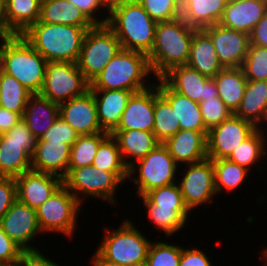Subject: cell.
<instances>
[{"label":"cell","instance_id":"94428289","mask_svg":"<svg viewBox=\"0 0 267 266\" xmlns=\"http://www.w3.org/2000/svg\"><path fill=\"white\" fill-rule=\"evenodd\" d=\"M261 257H263V259L265 260L264 265L267 266V247H266V249H263Z\"/></svg>","mask_w":267,"mask_h":266},{"label":"cell","instance_id":"91938a15","mask_svg":"<svg viewBox=\"0 0 267 266\" xmlns=\"http://www.w3.org/2000/svg\"><path fill=\"white\" fill-rule=\"evenodd\" d=\"M5 73L4 69V60L0 55V79L2 78L3 74Z\"/></svg>","mask_w":267,"mask_h":266},{"label":"cell","instance_id":"8992f818","mask_svg":"<svg viewBox=\"0 0 267 266\" xmlns=\"http://www.w3.org/2000/svg\"><path fill=\"white\" fill-rule=\"evenodd\" d=\"M96 253L105 261L125 266H143L151 245L134 223L126 219L115 230L106 228Z\"/></svg>","mask_w":267,"mask_h":266},{"label":"cell","instance_id":"9c48e42d","mask_svg":"<svg viewBox=\"0 0 267 266\" xmlns=\"http://www.w3.org/2000/svg\"><path fill=\"white\" fill-rule=\"evenodd\" d=\"M82 204L62 184L43 204L36 209L40 230L46 233H62L71 238Z\"/></svg>","mask_w":267,"mask_h":266},{"label":"cell","instance_id":"cb8c5ba5","mask_svg":"<svg viewBox=\"0 0 267 266\" xmlns=\"http://www.w3.org/2000/svg\"><path fill=\"white\" fill-rule=\"evenodd\" d=\"M157 80L159 93L172 106L179 121L180 130L200 131L207 136L208 130L205 128L199 103L173 91L161 78Z\"/></svg>","mask_w":267,"mask_h":266},{"label":"cell","instance_id":"3957f363","mask_svg":"<svg viewBox=\"0 0 267 266\" xmlns=\"http://www.w3.org/2000/svg\"><path fill=\"white\" fill-rule=\"evenodd\" d=\"M0 55L6 74L33 94L41 92L48 61L22 35L0 37Z\"/></svg>","mask_w":267,"mask_h":266},{"label":"cell","instance_id":"9a60e30c","mask_svg":"<svg viewBox=\"0 0 267 266\" xmlns=\"http://www.w3.org/2000/svg\"><path fill=\"white\" fill-rule=\"evenodd\" d=\"M0 225L8 237L23 251L38 250L28 244L30 241L33 242L38 233L42 234L35 209L17 199L0 219Z\"/></svg>","mask_w":267,"mask_h":266},{"label":"cell","instance_id":"4dcf8cb0","mask_svg":"<svg viewBox=\"0 0 267 266\" xmlns=\"http://www.w3.org/2000/svg\"><path fill=\"white\" fill-rule=\"evenodd\" d=\"M39 0H5L7 37L22 35L40 17Z\"/></svg>","mask_w":267,"mask_h":266},{"label":"cell","instance_id":"b9f144b4","mask_svg":"<svg viewBox=\"0 0 267 266\" xmlns=\"http://www.w3.org/2000/svg\"><path fill=\"white\" fill-rule=\"evenodd\" d=\"M241 68L247 80L267 81V48L249 44Z\"/></svg>","mask_w":267,"mask_h":266},{"label":"cell","instance_id":"816d5d0a","mask_svg":"<svg viewBox=\"0 0 267 266\" xmlns=\"http://www.w3.org/2000/svg\"><path fill=\"white\" fill-rule=\"evenodd\" d=\"M179 266H213L204 251L196 248H183Z\"/></svg>","mask_w":267,"mask_h":266},{"label":"cell","instance_id":"ba28073f","mask_svg":"<svg viewBox=\"0 0 267 266\" xmlns=\"http://www.w3.org/2000/svg\"><path fill=\"white\" fill-rule=\"evenodd\" d=\"M120 49L115 33L107 25H96L85 34L77 66L91 84Z\"/></svg>","mask_w":267,"mask_h":266},{"label":"cell","instance_id":"d590c367","mask_svg":"<svg viewBox=\"0 0 267 266\" xmlns=\"http://www.w3.org/2000/svg\"><path fill=\"white\" fill-rule=\"evenodd\" d=\"M154 117L153 133L160 143H164L180 131L177 116L170 103L159 93L156 83Z\"/></svg>","mask_w":267,"mask_h":266},{"label":"cell","instance_id":"f5cc1de1","mask_svg":"<svg viewBox=\"0 0 267 266\" xmlns=\"http://www.w3.org/2000/svg\"><path fill=\"white\" fill-rule=\"evenodd\" d=\"M16 266H60L44 256L39 250L23 251Z\"/></svg>","mask_w":267,"mask_h":266},{"label":"cell","instance_id":"60d3db41","mask_svg":"<svg viewBox=\"0 0 267 266\" xmlns=\"http://www.w3.org/2000/svg\"><path fill=\"white\" fill-rule=\"evenodd\" d=\"M144 205H157L165 209H189L183 200L178 183L155 188L140 197Z\"/></svg>","mask_w":267,"mask_h":266},{"label":"cell","instance_id":"e0dca14e","mask_svg":"<svg viewBox=\"0 0 267 266\" xmlns=\"http://www.w3.org/2000/svg\"><path fill=\"white\" fill-rule=\"evenodd\" d=\"M59 117L66 121L78 135H92L104 131L97 118L93 93L74 97L59 104Z\"/></svg>","mask_w":267,"mask_h":266},{"label":"cell","instance_id":"7a4b0ae2","mask_svg":"<svg viewBox=\"0 0 267 266\" xmlns=\"http://www.w3.org/2000/svg\"><path fill=\"white\" fill-rule=\"evenodd\" d=\"M90 29L38 20L22 36L48 62L77 63L85 34Z\"/></svg>","mask_w":267,"mask_h":266},{"label":"cell","instance_id":"74e56055","mask_svg":"<svg viewBox=\"0 0 267 266\" xmlns=\"http://www.w3.org/2000/svg\"><path fill=\"white\" fill-rule=\"evenodd\" d=\"M212 162L217 195L224 190L233 191L246 181L250 173V170L228 159L212 160Z\"/></svg>","mask_w":267,"mask_h":266},{"label":"cell","instance_id":"7bdbcfd3","mask_svg":"<svg viewBox=\"0 0 267 266\" xmlns=\"http://www.w3.org/2000/svg\"><path fill=\"white\" fill-rule=\"evenodd\" d=\"M182 247L166 242L151 243L145 266H179Z\"/></svg>","mask_w":267,"mask_h":266},{"label":"cell","instance_id":"6f0895ef","mask_svg":"<svg viewBox=\"0 0 267 266\" xmlns=\"http://www.w3.org/2000/svg\"><path fill=\"white\" fill-rule=\"evenodd\" d=\"M0 37H7V21L5 14V0H0Z\"/></svg>","mask_w":267,"mask_h":266},{"label":"cell","instance_id":"680465c9","mask_svg":"<svg viewBox=\"0 0 267 266\" xmlns=\"http://www.w3.org/2000/svg\"><path fill=\"white\" fill-rule=\"evenodd\" d=\"M91 263H92V266H125V265L115 264L109 261H105L96 252L92 255Z\"/></svg>","mask_w":267,"mask_h":266},{"label":"cell","instance_id":"bcb514c9","mask_svg":"<svg viewBox=\"0 0 267 266\" xmlns=\"http://www.w3.org/2000/svg\"><path fill=\"white\" fill-rule=\"evenodd\" d=\"M78 134L62 118L58 117L49 130L40 138L39 141L63 142L70 146L77 140Z\"/></svg>","mask_w":267,"mask_h":266},{"label":"cell","instance_id":"d6986e66","mask_svg":"<svg viewBox=\"0 0 267 266\" xmlns=\"http://www.w3.org/2000/svg\"><path fill=\"white\" fill-rule=\"evenodd\" d=\"M17 199L37 209L63 184V179L50 173L30 170L15 178Z\"/></svg>","mask_w":267,"mask_h":266},{"label":"cell","instance_id":"9f6ffc18","mask_svg":"<svg viewBox=\"0 0 267 266\" xmlns=\"http://www.w3.org/2000/svg\"><path fill=\"white\" fill-rule=\"evenodd\" d=\"M108 14L117 7L138 3L140 0H103Z\"/></svg>","mask_w":267,"mask_h":266},{"label":"cell","instance_id":"e575fe53","mask_svg":"<svg viewBox=\"0 0 267 266\" xmlns=\"http://www.w3.org/2000/svg\"><path fill=\"white\" fill-rule=\"evenodd\" d=\"M92 165L113 172L122 182L128 179V167L122 159L116 139L111 134L100 143Z\"/></svg>","mask_w":267,"mask_h":266},{"label":"cell","instance_id":"836d02e7","mask_svg":"<svg viewBox=\"0 0 267 266\" xmlns=\"http://www.w3.org/2000/svg\"><path fill=\"white\" fill-rule=\"evenodd\" d=\"M257 128L247 139H245L240 145L235 148L228 160L237 163L239 166L251 170L255 163L259 162L264 157L267 160V150L265 144L267 145L265 128ZM263 129V130H262ZM263 156V157H262Z\"/></svg>","mask_w":267,"mask_h":266},{"label":"cell","instance_id":"ee69618b","mask_svg":"<svg viewBox=\"0 0 267 266\" xmlns=\"http://www.w3.org/2000/svg\"><path fill=\"white\" fill-rule=\"evenodd\" d=\"M139 3L156 22L181 17V0H140Z\"/></svg>","mask_w":267,"mask_h":266},{"label":"cell","instance_id":"603a6c76","mask_svg":"<svg viewBox=\"0 0 267 266\" xmlns=\"http://www.w3.org/2000/svg\"><path fill=\"white\" fill-rule=\"evenodd\" d=\"M97 108V118L101 128L111 133L120 123L121 116L133 91L128 90H90Z\"/></svg>","mask_w":267,"mask_h":266},{"label":"cell","instance_id":"d4e9b609","mask_svg":"<svg viewBox=\"0 0 267 266\" xmlns=\"http://www.w3.org/2000/svg\"><path fill=\"white\" fill-rule=\"evenodd\" d=\"M186 65L209 78H214L224 68L210 36L203 29L196 30L193 34Z\"/></svg>","mask_w":267,"mask_h":266},{"label":"cell","instance_id":"f907efd6","mask_svg":"<svg viewBox=\"0 0 267 266\" xmlns=\"http://www.w3.org/2000/svg\"><path fill=\"white\" fill-rule=\"evenodd\" d=\"M17 200L15 178L0 177V219Z\"/></svg>","mask_w":267,"mask_h":266},{"label":"cell","instance_id":"7dc6e473","mask_svg":"<svg viewBox=\"0 0 267 266\" xmlns=\"http://www.w3.org/2000/svg\"><path fill=\"white\" fill-rule=\"evenodd\" d=\"M23 250L3 231L0 225V266H16Z\"/></svg>","mask_w":267,"mask_h":266},{"label":"cell","instance_id":"277c9868","mask_svg":"<svg viewBox=\"0 0 267 266\" xmlns=\"http://www.w3.org/2000/svg\"><path fill=\"white\" fill-rule=\"evenodd\" d=\"M150 74L152 70L146 54L122 48L93 80L89 90L138 92L153 85L145 83Z\"/></svg>","mask_w":267,"mask_h":266},{"label":"cell","instance_id":"ffe728a7","mask_svg":"<svg viewBox=\"0 0 267 266\" xmlns=\"http://www.w3.org/2000/svg\"><path fill=\"white\" fill-rule=\"evenodd\" d=\"M266 12L267 0H228L218 24L249 35Z\"/></svg>","mask_w":267,"mask_h":266},{"label":"cell","instance_id":"db71d44e","mask_svg":"<svg viewBox=\"0 0 267 266\" xmlns=\"http://www.w3.org/2000/svg\"><path fill=\"white\" fill-rule=\"evenodd\" d=\"M249 43L267 48V12L249 34Z\"/></svg>","mask_w":267,"mask_h":266},{"label":"cell","instance_id":"7c38bea8","mask_svg":"<svg viewBox=\"0 0 267 266\" xmlns=\"http://www.w3.org/2000/svg\"><path fill=\"white\" fill-rule=\"evenodd\" d=\"M188 167V169H187ZM184 167L183 177L178 185L180 187L185 205L190 211L196 207L212 202L216 195L214 168L211 159L206 158L197 163L187 164Z\"/></svg>","mask_w":267,"mask_h":266},{"label":"cell","instance_id":"44dd1931","mask_svg":"<svg viewBox=\"0 0 267 266\" xmlns=\"http://www.w3.org/2000/svg\"><path fill=\"white\" fill-rule=\"evenodd\" d=\"M71 146L63 142L39 141L31 158V168L37 172L61 177L68 174Z\"/></svg>","mask_w":267,"mask_h":266},{"label":"cell","instance_id":"ac0fdd59","mask_svg":"<svg viewBox=\"0 0 267 266\" xmlns=\"http://www.w3.org/2000/svg\"><path fill=\"white\" fill-rule=\"evenodd\" d=\"M155 106V84L134 92L113 131L144 130L153 132Z\"/></svg>","mask_w":267,"mask_h":266},{"label":"cell","instance_id":"5b68a950","mask_svg":"<svg viewBox=\"0 0 267 266\" xmlns=\"http://www.w3.org/2000/svg\"><path fill=\"white\" fill-rule=\"evenodd\" d=\"M156 25L139 2L115 8L109 13L107 22L123 49L146 55L153 47Z\"/></svg>","mask_w":267,"mask_h":266},{"label":"cell","instance_id":"4fadbf2b","mask_svg":"<svg viewBox=\"0 0 267 266\" xmlns=\"http://www.w3.org/2000/svg\"><path fill=\"white\" fill-rule=\"evenodd\" d=\"M257 127L234 114L220 125L211 128L207 135V158L227 159L240 143L247 139Z\"/></svg>","mask_w":267,"mask_h":266},{"label":"cell","instance_id":"681fc988","mask_svg":"<svg viewBox=\"0 0 267 266\" xmlns=\"http://www.w3.org/2000/svg\"><path fill=\"white\" fill-rule=\"evenodd\" d=\"M80 9L95 25H107L109 14H107L106 6L103 0H68ZM103 9L107 14L102 19H98V11ZM97 11V12H96ZM96 14V15H95ZM97 19V20H96Z\"/></svg>","mask_w":267,"mask_h":266},{"label":"cell","instance_id":"f546056e","mask_svg":"<svg viewBox=\"0 0 267 266\" xmlns=\"http://www.w3.org/2000/svg\"><path fill=\"white\" fill-rule=\"evenodd\" d=\"M39 21L47 24L94 28L96 25L68 0H47L41 3Z\"/></svg>","mask_w":267,"mask_h":266},{"label":"cell","instance_id":"6da1fadb","mask_svg":"<svg viewBox=\"0 0 267 266\" xmlns=\"http://www.w3.org/2000/svg\"><path fill=\"white\" fill-rule=\"evenodd\" d=\"M196 30L181 17L157 22L154 44L147 54L154 77L160 79L170 69L187 64L191 41Z\"/></svg>","mask_w":267,"mask_h":266},{"label":"cell","instance_id":"2e32d148","mask_svg":"<svg viewBox=\"0 0 267 266\" xmlns=\"http://www.w3.org/2000/svg\"><path fill=\"white\" fill-rule=\"evenodd\" d=\"M211 38L216 54L224 68L242 67L248 52L249 35L220 24L203 29Z\"/></svg>","mask_w":267,"mask_h":266},{"label":"cell","instance_id":"5bb4252c","mask_svg":"<svg viewBox=\"0 0 267 266\" xmlns=\"http://www.w3.org/2000/svg\"><path fill=\"white\" fill-rule=\"evenodd\" d=\"M161 79L175 92L200 103L219 97L213 78L200 74L187 65L177 66L166 72Z\"/></svg>","mask_w":267,"mask_h":266},{"label":"cell","instance_id":"d6a6232c","mask_svg":"<svg viewBox=\"0 0 267 266\" xmlns=\"http://www.w3.org/2000/svg\"><path fill=\"white\" fill-rule=\"evenodd\" d=\"M30 170L28 144H17L4 134L0 135V177L16 178Z\"/></svg>","mask_w":267,"mask_h":266},{"label":"cell","instance_id":"11a10c76","mask_svg":"<svg viewBox=\"0 0 267 266\" xmlns=\"http://www.w3.org/2000/svg\"><path fill=\"white\" fill-rule=\"evenodd\" d=\"M21 120L19 114L0 106V135L7 133Z\"/></svg>","mask_w":267,"mask_h":266},{"label":"cell","instance_id":"f35d334b","mask_svg":"<svg viewBox=\"0 0 267 266\" xmlns=\"http://www.w3.org/2000/svg\"><path fill=\"white\" fill-rule=\"evenodd\" d=\"M148 211V217L150 221L157 227V229L163 230L168 237L175 235L179 229L185 227L188 214L191 211L189 209H165L157 208V205H144Z\"/></svg>","mask_w":267,"mask_h":266},{"label":"cell","instance_id":"8d00e7d4","mask_svg":"<svg viewBox=\"0 0 267 266\" xmlns=\"http://www.w3.org/2000/svg\"><path fill=\"white\" fill-rule=\"evenodd\" d=\"M33 95L14 77L4 73L0 79V106L23 117L29 98Z\"/></svg>","mask_w":267,"mask_h":266},{"label":"cell","instance_id":"7402d4cb","mask_svg":"<svg viewBox=\"0 0 267 266\" xmlns=\"http://www.w3.org/2000/svg\"><path fill=\"white\" fill-rule=\"evenodd\" d=\"M163 144L178 165L197 163L207 158V136L200 131L180 130Z\"/></svg>","mask_w":267,"mask_h":266},{"label":"cell","instance_id":"83f0119b","mask_svg":"<svg viewBox=\"0 0 267 266\" xmlns=\"http://www.w3.org/2000/svg\"><path fill=\"white\" fill-rule=\"evenodd\" d=\"M59 117V104L40 94H33L27 101L22 120L36 139H40Z\"/></svg>","mask_w":267,"mask_h":266},{"label":"cell","instance_id":"8fae6325","mask_svg":"<svg viewBox=\"0 0 267 266\" xmlns=\"http://www.w3.org/2000/svg\"><path fill=\"white\" fill-rule=\"evenodd\" d=\"M90 83L79 70L77 63L48 62L41 96L61 104L74 97L84 95Z\"/></svg>","mask_w":267,"mask_h":266},{"label":"cell","instance_id":"1f68e13d","mask_svg":"<svg viewBox=\"0 0 267 266\" xmlns=\"http://www.w3.org/2000/svg\"><path fill=\"white\" fill-rule=\"evenodd\" d=\"M219 98L231 113H235L244 96L247 79L241 67L223 68L214 78Z\"/></svg>","mask_w":267,"mask_h":266},{"label":"cell","instance_id":"30bf717a","mask_svg":"<svg viewBox=\"0 0 267 266\" xmlns=\"http://www.w3.org/2000/svg\"><path fill=\"white\" fill-rule=\"evenodd\" d=\"M122 183L113 172L93 167V165L74 168L63 178V185L81 204L84 202L83 199L91 196L95 199L107 200L115 206L114 195L117 187Z\"/></svg>","mask_w":267,"mask_h":266},{"label":"cell","instance_id":"484cf974","mask_svg":"<svg viewBox=\"0 0 267 266\" xmlns=\"http://www.w3.org/2000/svg\"><path fill=\"white\" fill-rule=\"evenodd\" d=\"M228 0H181V18L202 30L219 23Z\"/></svg>","mask_w":267,"mask_h":266},{"label":"cell","instance_id":"f1b7e54d","mask_svg":"<svg viewBox=\"0 0 267 266\" xmlns=\"http://www.w3.org/2000/svg\"><path fill=\"white\" fill-rule=\"evenodd\" d=\"M234 115L261 128L267 122V81L247 80L244 96Z\"/></svg>","mask_w":267,"mask_h":266},{"label":"cell","instance_id":"f6af8a7d","mask_svg":"<svg viewBox=\"0 0 267 266\" xmlns=\"http://www.w3.org/2000/svg\"><path fill=\"white\" fill-rule=\"evenodd\" d=\"M199 107L205 128L208 131L215 126L220 125L233 114L219 97L201 101Z\"/></svg>","mask_w":267,"mask_h":266},{"label":"cell","instance_id":"52a82bcc","mask_svg":"<svg viewBox=\"0 0 267 266\" xmlns=\"http://www.w3.org/2000/svg\"><path fill=\"white\" fill-rule=\"evenodd\" d=\"M178 168L168 148L163 143H159L144 158L128 168V180L137 185L136 194L141 197L152 189L178 182L176 180ZM135 172H138L137 178L133 177L136 176Z\"/></svg>","mask_w":267,"mask_h":266},{"label":"cell","instance_id":"ab89813d","mask_svg":"<svg viewBox=\"0 0 267 266\" xmlns=\"http://www.w3.org/2000/svg\"><path fill=\"white\" fill-rule=\"evenodd\" d=\"M108 132L92 135H79L71 146L68 173L79 167L92 165L100 143L109 135Z\"/></svg>","mask_w":267,"mask_h":266},{"label":"cell","instance_id":"c3c4849f","mask_svg":"<svg viewBox=\"0 0 267 266\" xmlns=\"http://www.w3.org/2000/svg\"><path fill=\"white\" fill-rule=\"evenodd\" d=\"M11 142L17 144H28V155L32 158L36 149L37 139L28 128L27 124L21 120L11 130L4 134Z\"/></svg>","mask_w":267,"mask_h":266},{"label":"cell","instance_id":"4316f807","mask_svg":"<svg viewBox=\"0 0 267 266\" xmlns=\"http://www.w3.org/2000/svg\"><path fill=\"white\" fill-rule=\"evenodd\" d=\"M110 134L116 139L122 159L128 168L160 143L153 132L144 130L112 131Z\"/></svg>","mask_w":267,"mask_h":266}]
</instances>
